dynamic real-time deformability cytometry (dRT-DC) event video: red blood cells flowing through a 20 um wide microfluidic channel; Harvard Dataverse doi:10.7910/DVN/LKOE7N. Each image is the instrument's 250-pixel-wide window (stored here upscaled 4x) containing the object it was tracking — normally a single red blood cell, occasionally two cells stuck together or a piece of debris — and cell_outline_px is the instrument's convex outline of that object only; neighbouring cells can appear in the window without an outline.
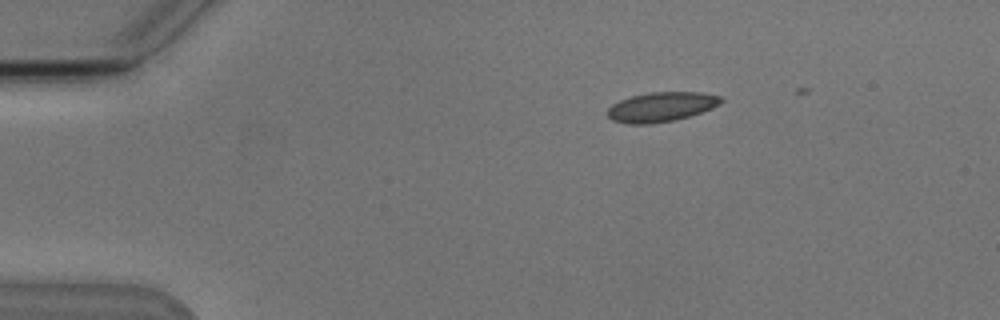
{"species": "Egyptian fruit bat (a non-hibernating species)", "species_latin": "Rousettus aegyptiacus", "temperature_condition": "cold", "stored_images_in_passage": 3, "camera_frame_rate_fps": 3000, "um_per_image_px": 0.085, "animal": {"sex": "male"}, "frame": {"image": 1, "passage_image": 3, "time_ms": 3.0, "image_size_px": [1000, 320], "cell_outline_px": [[724, 100], [720, 104], [712, 108], [688, 116], [672, 120], [648, 124], [628, 124], [612, 120], [608, 116], [608, 108], [612, 104], [620, 100], [632, 96], [648, 92], [700, 92], [720, 96]], "centroid_in_image_um": [56.2, 9.08], "position_along_channel_um": 28.8, "area_um2": 19.42}}